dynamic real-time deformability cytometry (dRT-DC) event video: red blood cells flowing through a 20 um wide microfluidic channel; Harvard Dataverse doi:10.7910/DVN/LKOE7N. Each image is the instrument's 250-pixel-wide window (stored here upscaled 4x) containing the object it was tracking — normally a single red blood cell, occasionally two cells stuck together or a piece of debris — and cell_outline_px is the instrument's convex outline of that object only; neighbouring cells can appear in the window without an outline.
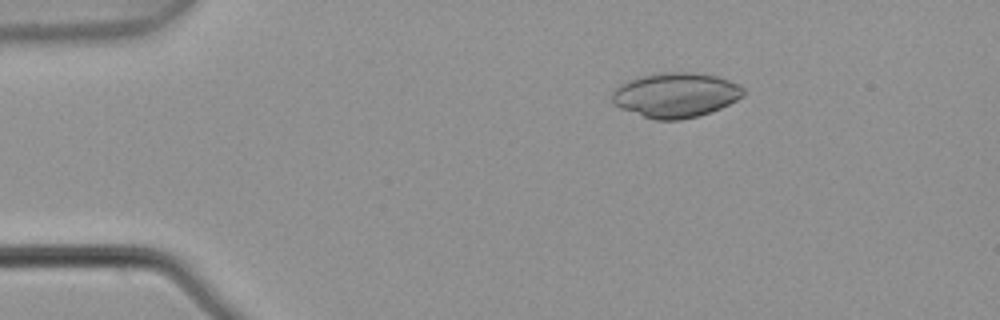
{"species": "common noctule bat (a hibernating species)", "species_latin": "Nyctalus noctula", "temperature_condition": "warm", "stored_images_in_passage": 8, "camera_frame_rate_fps": 3000, "um_per_image_px": 0.085, "animal": {"sex": "male", "body_mass_g": 21.5, "forearm_length_mm": 52.0}, "frame": {"image": 1, "passage_image": 3, "time_ms": 0.667, "image_size_px": [1000, 320], "cell_outline_px": [[744, 96], [720, 108], [696, 116], [680, 120], [656, 120], [620, 108], [612, 100], [612, 92], [620, 84], [628, 80], [640, 76], [664, 72], [692, 72], [716, 76], [740, 84], [744, 88]], "centroid_in_image_um": [57.44, 8.07], "position_along_channel_um": 27.6, "area_um2": 34.04}}
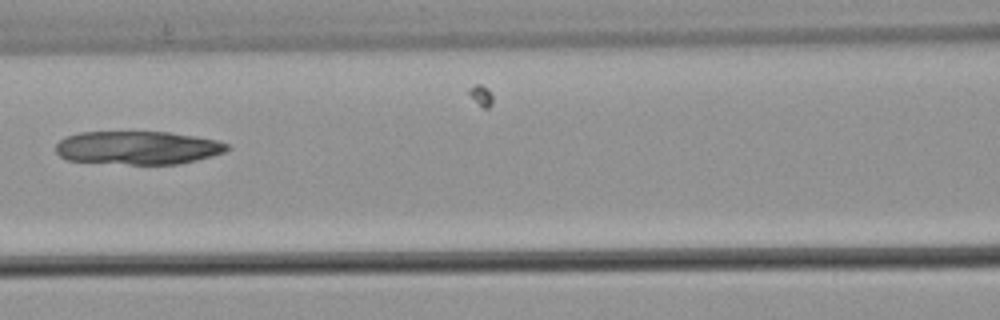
{"frame": {"image": 2, "passage_image": 7, "time_ms": 2.0, "image_size_px": [1000, 320], "cell_outline_px": [[232, 148], [224, 152], [212, 156], [196, 160], [176, 164], [128, 164], [68, 160], [60, 156], [56, 152], [56, 144], [60, 140], [68, 136], [80, 132], [168, 132], [196, 136], [216, 140], [228, 144]], "centroid_in_image_um": [11.74, 12.55], "position_along_channel_um": 154.9, "area_um2": 33.18}}